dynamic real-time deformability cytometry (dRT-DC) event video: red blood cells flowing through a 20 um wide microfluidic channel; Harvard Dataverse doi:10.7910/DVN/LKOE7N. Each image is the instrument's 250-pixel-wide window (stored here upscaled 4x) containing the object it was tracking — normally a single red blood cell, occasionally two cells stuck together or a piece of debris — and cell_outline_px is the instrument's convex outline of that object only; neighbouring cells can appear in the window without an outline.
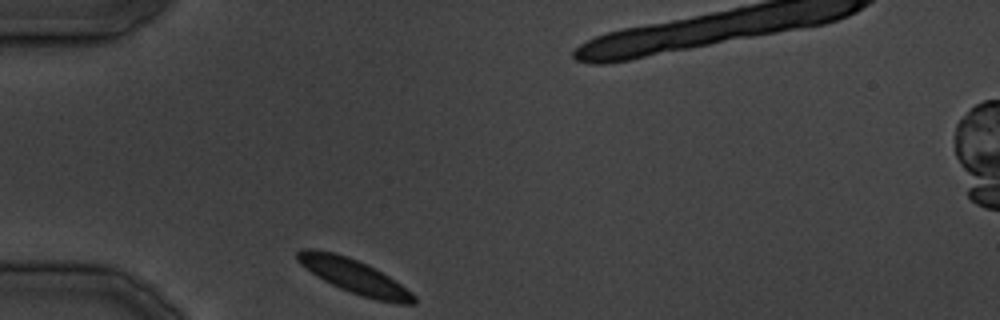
{"species": "common noctule bat (a hibernating species)", "species_latin": "Nyctalus noctula", "temperature_condition": "cold", "stored_images_in_passage": 8, "camera_frame_rate_fps": 3000, "um_per_image_px": 0.085, "animal": {"sex": "male", "body_mass_g": 19.5, "forearm_length_mm": 54.6}, "frame": {"image": 1, "passage_image": 1, "time_ms": 0.0, "image_size_px": [1000, 320], "cell_outline_px": [[416, 304], [396, 304], [376, 300], [340, 288], [316, 276], [300, 264], [296, 260], [296, 252], [304, 248], [312, 248], [332, 252], [356, 260], [388, 276], [412, 292], [416, 296]], "centroid_in_image_um": [30.1, 23.5], "position_along_channel_um": 54.9, "area_um2": 22.72}}